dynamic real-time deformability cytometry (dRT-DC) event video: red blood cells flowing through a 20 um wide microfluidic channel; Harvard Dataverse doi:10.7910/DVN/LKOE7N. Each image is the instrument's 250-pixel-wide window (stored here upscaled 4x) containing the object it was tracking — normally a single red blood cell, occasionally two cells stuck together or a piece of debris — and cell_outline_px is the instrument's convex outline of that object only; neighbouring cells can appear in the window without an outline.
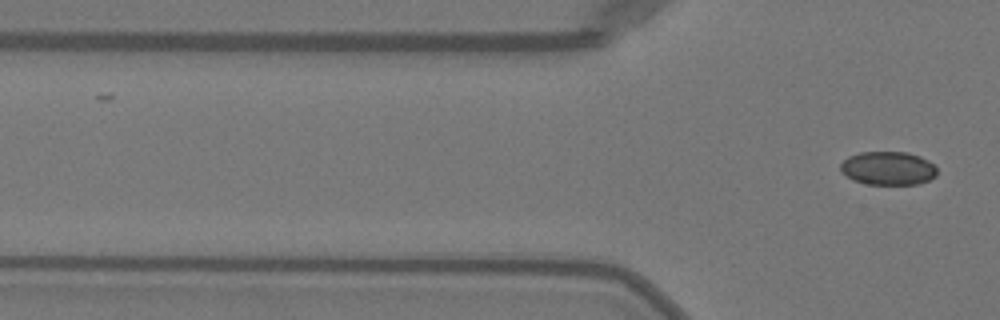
{"species": "Egyptian fruit bat (a non-hibernating species)", "species_latin": "Rousettus aegyptiacus", "temperature_condition": "warm", "stored_images_in_passage": 4, "camera_frame_rate_fps": 3000, "um_per_image_px": 0.085, "animal": {"sex": "female"}, "frame": {"image": 1, "passage_image": 2, "time_ms": 0.333, "image_size_px": [1000, 320], "cell_outline_px": [[644, 292], [640, 292], [488, 272], [492, 268], [524, 268], [596, 272], [624, 276], [640, 288]], "centroid_in_image_um": [48.75, 23.59], "position_along_channel_um": 77.1, "area_um2": 11.5}}